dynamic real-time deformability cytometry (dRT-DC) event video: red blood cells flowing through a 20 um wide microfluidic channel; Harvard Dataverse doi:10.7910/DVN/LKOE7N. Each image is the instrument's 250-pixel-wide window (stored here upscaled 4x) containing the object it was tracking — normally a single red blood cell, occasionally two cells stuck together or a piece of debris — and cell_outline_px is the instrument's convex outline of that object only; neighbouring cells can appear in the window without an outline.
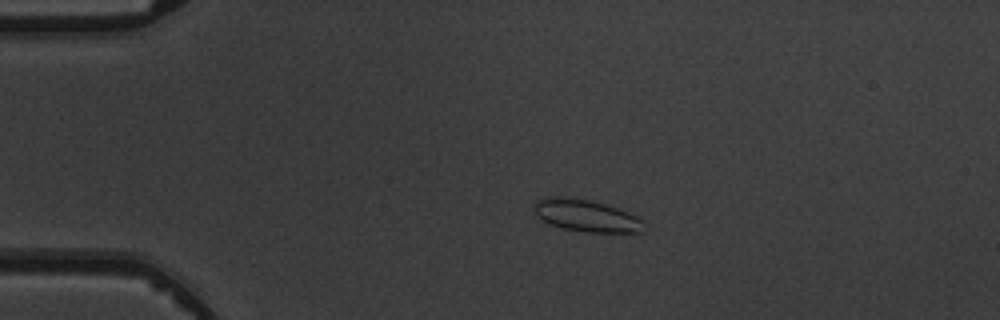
{"species": "common noctule bat (a hibernating species)", "species_latin": "Nyctalus noctula", "temperature_condition": "warm", "stored_images_in_passage": 5, "camera_frame_rate_fps": 3000, "um_per_image_px": 0.085, "animal": {"sex": "male", "body_mass_g": 19.5, "forearm_length_mm": 54.6}, "frame": {"image": 1, "passage_image": 4, "time_ms": 3.333, "image_size_px": [1000, 320], "cell_outline_px": [[640, 232], [588, 232], [564, 228], [552, 224], [536, 216], [532, 208], [536, 200], [544, 196], [564, 196], [588, 200], [620, 208], [636, 216], [640, 220]], "centroid_in_image_um": [49.72, 18.29], "position_along_channel_um": 35.3, "area_um2": 20.23}}